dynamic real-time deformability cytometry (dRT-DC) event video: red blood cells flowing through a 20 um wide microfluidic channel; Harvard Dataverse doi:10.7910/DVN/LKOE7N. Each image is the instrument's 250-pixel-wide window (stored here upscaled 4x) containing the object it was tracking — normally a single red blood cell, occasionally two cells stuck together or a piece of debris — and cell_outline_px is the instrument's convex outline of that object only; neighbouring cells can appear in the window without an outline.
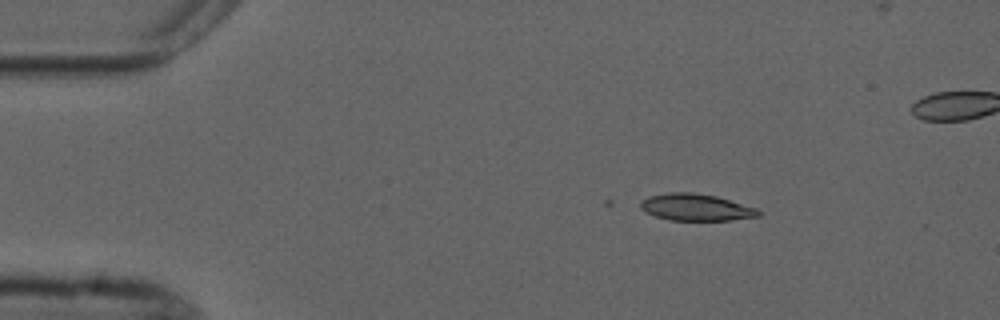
{"species": "common noctule bat (a hibernating species)", "species_latin": "Nyctalus noctula", "temperature_condition": "cold", "stored_images_in_passage": 4, "camera_frame_rate_fps": 3000, "um_per_image_px": 0.085, "animal": {"sex": "male", "forearm_length_mm": 52.5}, "frame": {"image": 1, "passage_image": 1, "time_ms": 0.0, "image_size_px": [1000, 320], "cell_outline_px": [[760, 216], [732, 220], [668, 220], [656, 216], [640, 208], [640, 200], [648, 196], [672, 192], [692, 192], [716, 196], [756, 208], [760, 212]], "centroid_in_image_um": [59.14, 17.62], "position_along_channel_um": 25.9, "area_um2": 18.32}}
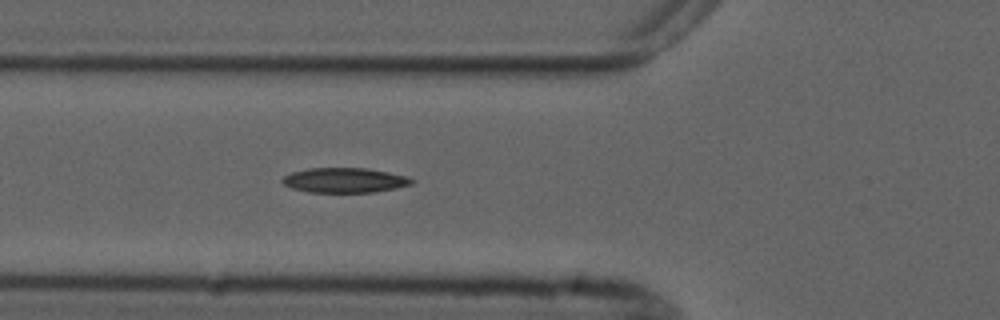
{"frame": {"image": 2, "passage_image": 4, "time_ms": 3.667, "image_size_px": [1000, 320], "cell_outline_px": [[416, 180], [412, 184], [396, 188], [372, 192], [308, 192], [292, 188], [284, 184], [280, 180], [284, 176], [292, 172], [308, 168], [368, 168], [408, 176]], "centroid_in_image_um": [29.31, 15.31], "position_along_channel_um": 96.5, "area_um2": 18.79}}